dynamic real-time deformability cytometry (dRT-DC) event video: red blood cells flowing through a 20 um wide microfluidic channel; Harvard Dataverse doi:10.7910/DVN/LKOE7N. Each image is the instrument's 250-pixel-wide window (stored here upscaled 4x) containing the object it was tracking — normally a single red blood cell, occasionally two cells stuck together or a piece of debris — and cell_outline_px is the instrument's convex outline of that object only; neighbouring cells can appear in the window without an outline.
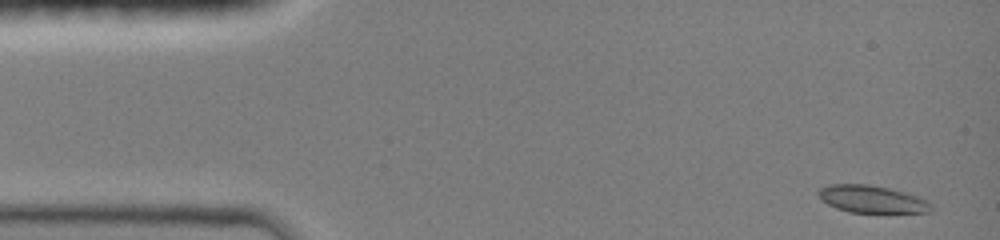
{"species": "common noctule bat (a hibernating species)", "species_latin": "Nyctalus noctula", "temperature_condition": "room temperature", "stored_images_in_passage": 10, "camera_frame_rate_fps": 3000, "um_per_image_px": 0.085, "animal": {"sex": "female", "body_mass_g": 19.0, "forearm_length_mm": 51.5}, "frame": {"image": 1, "passage_image": 1, "time_ms": 0.0, "image_size_px": [1000, 240], "cell_outline_px": [[932, 212], [884, 216], [848, 212], [836, 208], [828, 204], [816, 192], [820, 188], [832, 184], [868, 184], [888, 188], [916, 196], [932, 204]], "centroid_in_image_um": [74.18, 17.01], "position_along_channel_um": 10.8, "area_um2": 18.84}}